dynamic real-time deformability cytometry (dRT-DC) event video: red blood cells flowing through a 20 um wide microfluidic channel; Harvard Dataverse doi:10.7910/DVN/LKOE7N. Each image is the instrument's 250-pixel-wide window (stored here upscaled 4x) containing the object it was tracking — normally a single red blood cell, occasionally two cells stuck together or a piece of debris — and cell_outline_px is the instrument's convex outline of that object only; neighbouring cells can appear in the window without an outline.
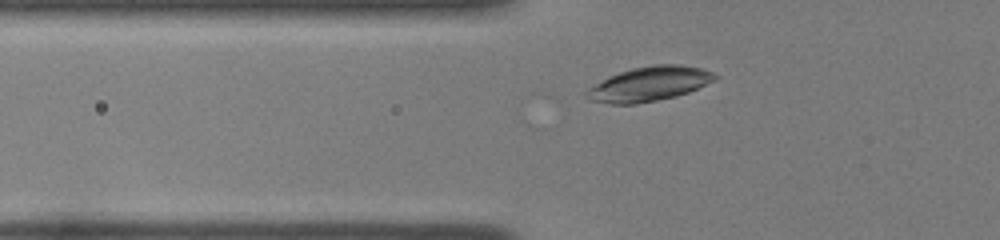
{"species": "common noctule bat (a hibernating species)", "species_latin": "Nyctalus noctula", "temperature_condition": "room temperature", "stored_images_in_passage": 34, "camera_frame_rate_fps": 3000, "um_per_image_px": 0.085, "animal": {"sex": "female", "body_mass_g": 22.0, "forearm_length_mm": 56.7}, "frame": {"image": 1, "passage_image": 5, "time_ms": 1.333, "image_size_px": [1000, 240], "cell_outline_px": [[720, 76], [716, 80], [688, 92], [676, 96], [636, 104], [608, 104], [588, 100], [584, 96], [584, 92], [588, 88], [608, 76], [632, 68], [652, 64], [680, 64], [700, 68], [712, 72]], "centroid_in_image_um": [55.15, 7.13], "position_along_channel_um": 70.6, "area_um2": 26.01}}
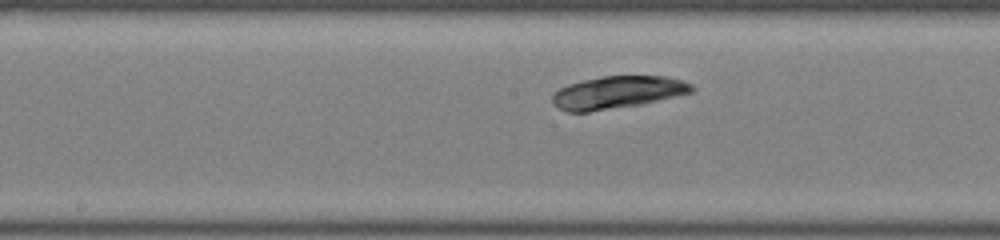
{"frame": {"image": 2, "passage_image": 15, "time_ms": 4.667, "image_size_px": [1000, 240], "cell_outline_px": [[696, 88], [692, 92], [676, 96], [640, 104], [588, 112], [568, 112], [556, 108], [552, 100], [552, 96], [560, 88], [568, 84], [600, 76], [664, 76], [684, 80], [692, 84]], "centroid_in_image_um": [52.49, 7.85], "position_along_channel_um": 195.7, "area_um2": 26.36}}
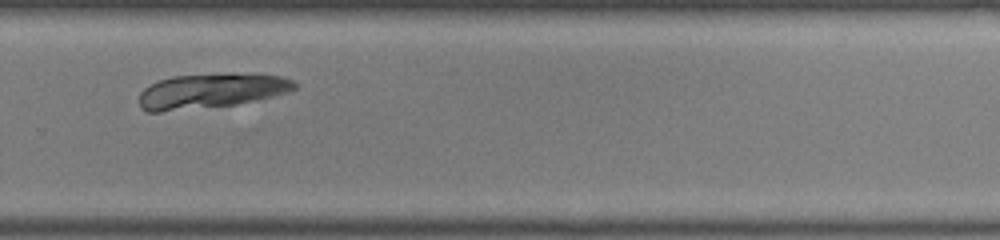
{"frame": {"image": 3, "passage_image": 24, "time_ms": 7.667, "image_size_px": [1000, 240], "cell_outline_px": [[300, 84], [296, 88], [288, 92], [272, 96], [236, 104], [160, 112], [148, 112], [140, 108], [140, 92], [144, 88], [160, 80], [172, 76], [280, 76], [292, 80]], "centroid_in_image_um": [17.88, 7.78], "position_along_channel_um": 311.9, "area_um2": 30.06}}